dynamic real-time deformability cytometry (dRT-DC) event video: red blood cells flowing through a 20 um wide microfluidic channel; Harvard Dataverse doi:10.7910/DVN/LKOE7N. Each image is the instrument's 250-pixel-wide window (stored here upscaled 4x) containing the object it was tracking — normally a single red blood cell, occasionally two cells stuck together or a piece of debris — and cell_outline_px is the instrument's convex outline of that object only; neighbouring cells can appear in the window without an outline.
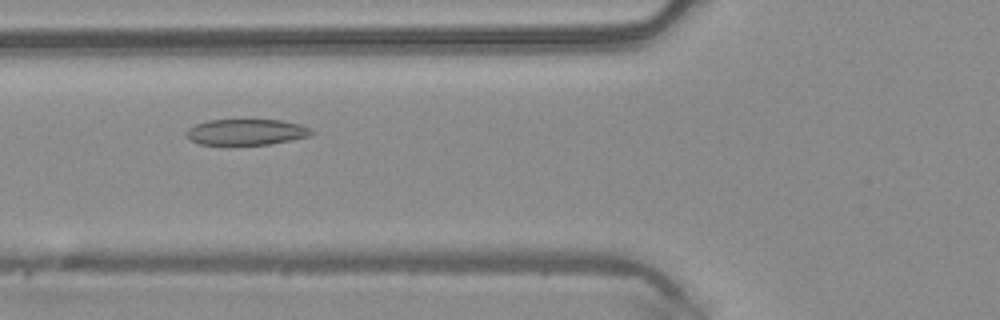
{"species": "common noctule bat (a hibernating species)", "species_latin": "Nyctalus noctula", "temperature_condition": "warm", "stored_images_in_passage": 39, "camera_frame_rate_fps": 3000, "um_per_image_px": 0.085, "animal": {"sex": "male", "body_mass_g": 20.4}, "frame": {"image": 1, "passage_image": 8, "time_ms": 2.333, "image_size_px": [1000, 320], "cell_outline_px": [[312, 132], [308, 136], [292, 140], [268, 144], [228, 148], [200, 144], [188, 140], [184, 136], [184, 132], [188, 128], [196, 124], [208, 120], [280, 120], [300, 124], [308, 128]], "centroid_in_image_um": [20.79, 11.28], "position_along_channel_um": 105.0, "area_um2": 19.77}}
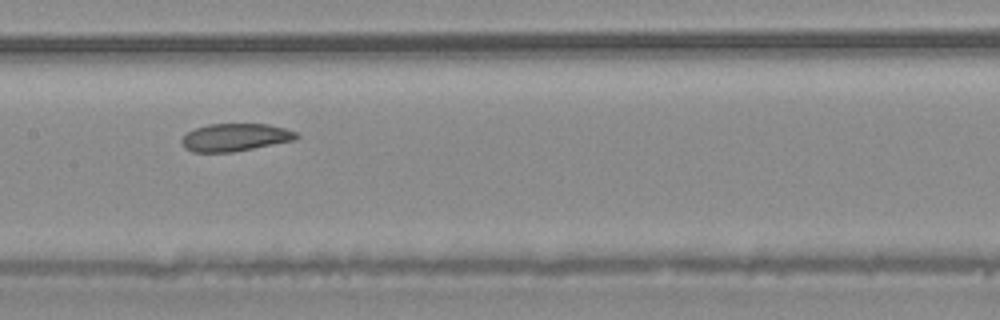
{"frame": {"image": 2, "passage_image": 14, "time_ms": 4.333, "image_size_px": [1000, 320], "cell_outline_px": [[300, 136], [296, 140], [232, 152], [192, 152], [184, 148], [180, 140], [188, 132], [196, 128], [208, 124], [268, 124], [284, 128], [296, 132]], "centroid_in_image_um": [19.99, 11.68], "position_along_channel_um": 187.4, "area_um2": 18.5}}
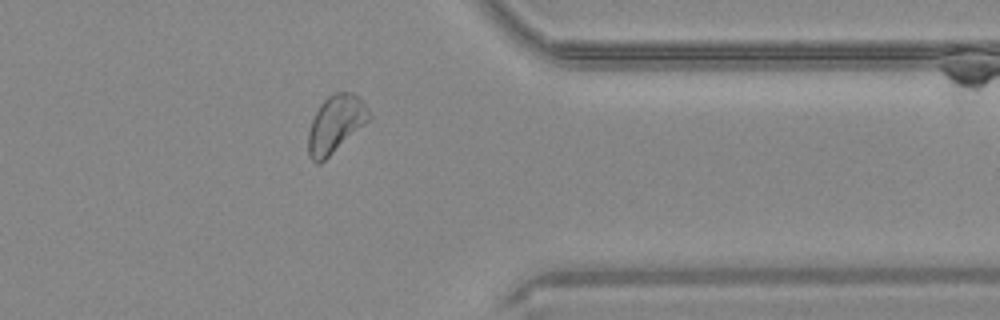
{"frame": {"image": 3, "passage_image": 29, "time_ms": 9.333, "image_size_px": [1000, 320], "cell_outline_px": [[372, 116], [368, 120], [320, 164], [316, 164], [308, 156], [308, 132], [312, 120], [320, 104], [328, 96], [336, 92], [352, 92], [368, 108]], "centroid_in_image_um": [28.49, 10.55], "position_along_channel_um": 382.9, "area_um2": 19.88}}